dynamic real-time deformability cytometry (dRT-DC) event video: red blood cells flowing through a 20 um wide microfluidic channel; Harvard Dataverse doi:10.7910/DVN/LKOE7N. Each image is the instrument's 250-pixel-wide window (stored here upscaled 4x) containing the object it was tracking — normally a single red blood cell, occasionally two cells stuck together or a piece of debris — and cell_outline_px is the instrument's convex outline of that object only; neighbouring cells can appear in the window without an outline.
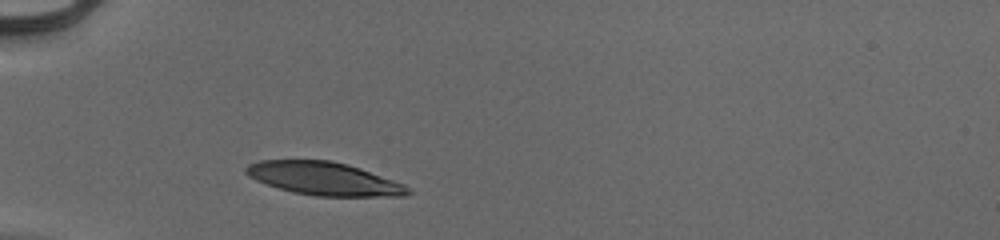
{"species": "human", "species_latin": "Homo sapiens", "temperature_condition": "cold", "stored_images_in_passage": 30, "camera_frame_rate_fps": 3000, "um_per_image_px": 0.085, "donor": {"sex": "male"}, "frame": {"image": 1, "passage_image": 1, "time_ms": 0.0, "image_size_px": [1000, 240], "cell_outline_px": [[416, 192], [404, 196], [316, 196], [292, 192], [256, 180], [248, 176], [244, 172], [244, 168], [248, 164], [260, 160], [332, 160], [348, 164], [360, 168], [404, 184]], "centroid_in_image_um": [27.56, 15.18], "position_along_channel_um": 57.4, "area_um2": 31.33}}
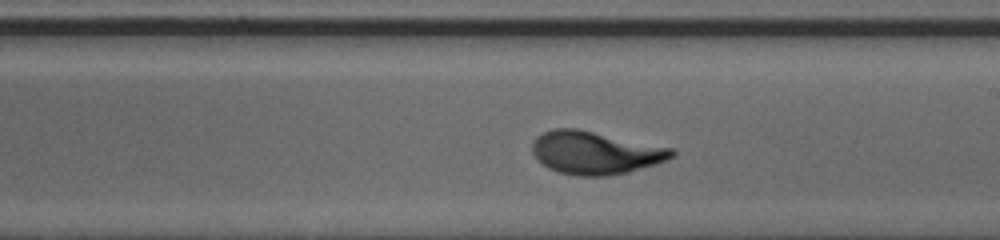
{"frame": {"image": 2, "passage_image": 16, "time_ms": 5.0, "image_size_px": [1000, 240], "cell_outline_px": [[676, 156], [656, 164], [628, 172], [608, 176], [576, 176], [560, 172], [548, 168], [536, 160], [532, 152], [532, 140], [536, 136], [552, 128], [576, 128], [672, 148], [676, 152]], "centroid_in_image_um": [50.56, 12.98], "position_along_channel_um": 238.4, "area_um2": 35.03}}
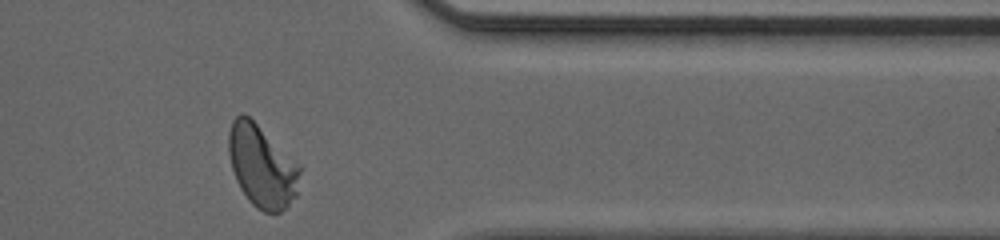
{"frame": {"image": 3, "passage_image": 28, "time_ms": 9.0, "image_size_px": [1000, 240], "cell_outline_px": [[300, 172], [296, 196], [280, 212], [264, 212], [256, 208], [248, 200], [240, 188], [236, 180], [232, 168], [228, 152], [228, 132], [232, 120], [240, 112], [244, 112], [300, 164]], "centroid_in_image_um": [22.24, 14.1], "position_along_channel_um": 389.2, "area_um2": 34.1}}